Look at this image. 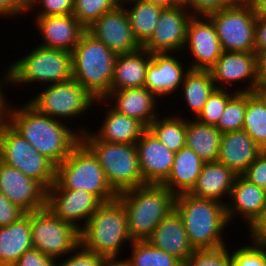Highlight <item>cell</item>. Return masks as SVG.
<instances>
[{"mask_svg": "<svg viewBox=\"0 0 266 266\" xmlns=\"http://www.w3.org/2000/svg\"><path fill=\"white\" fill-rule=\"evenodd\" d=\"M8 102L3 114L5 120L55 166L63 162L81 141L80 131L39 113L27 101L17 108Z\"/></svg>", "mask_w": 266, "mask_h": 266, "instance_id": "6da1fadb", "label": "cell"}, {"mask_svg": "<svg viewBox=\"0 0 266 266\" xmlns=\"http://www.w3.org/2000/svg\"><path fill=\"white\" fill-rule=\"evenodd\" d=\"M0 132H1V116H0Z\"/></svg>", "mask_w": 266, "mask_h": 266, "instance_id": "be15d7a7", "label": "cell"}, {"mask_svg": "<svg viewBox=\"0 0 266 266\" xmlns=\"http://www.w3.org/2000/svg\"><path fill=\"white\" fill-rule=\"evenodd\" d=\"M26 214L16 204L11 203L1 192H0V227L9 225L10 223L18 221L21 217Z\"/></svg>", "mask_w": 266, "mask_h": 266, "instance_id": "7dc6e473", "label": "cell"}, {"mask_svg": "<svg viewBox=\"0 0 266 266\" xmlns=\"http://www.w3.org/2000/svg\"><path fill=\"white\" fill-rule=\"evenodd\" d=\"M49 189L84 190L102 202L112 201L118 196L109 185L96 156L82 141L56 166L55 182Z\"/></svg>", "mask_w": 266, "mask_h": 266, "instance_id": "8992f818", "label": "cell"}, {"mask_svg": "<svg viewBox=\"0 0 266 266\" xmlns=\"http://www.w3.org/2000/svg\"><path fill=\"white\" fill-rule=\"evenodd\" d=\"M187 119L186 146L204 162L217 161L222 133L216 126Z\"/></svg>", "mask_w": 266, "mask_h": 266, "instance_id": "4dcf8cb0", "label": "cell"}, {"mask_svg": "<svg viewBox=\"0 0 266 266\" xmlns=\"http://www.w3.org/2000/svg\"><path fill=\"white\" fill-rule=\"evenodd\" d=\"M193 17L186 6L176 4L163 8L151 37L142 45L149 53L181 52L186 41L187 27Z\"/></svg>", "mask_w": 266, "mask_h": 266, "instance_id": "4fadbf2b", "label": "cell"}, {"mask_svg": "<svg viewBox=\"0 0 266 266\" xmlns=\"http://www.w3.org/2000/svg\"><path fill=\"white\" fill-rule=\"evenodd\" d=\"M147 241L182 263H186L194 252L183 221L175 209L162 219Z\"/></svg>", "mask_w": 266, "mask_h": 266, "instance_id": "cb8c5ba5", "label": "cell"}, {"mask_svg": "<svg viewBox=\"0 0 266 266\" xmlns=\"http://www.w3.org/2000/svg\"><path fill=\"white\" fill-rule=\"evenodd\" d=\"M258 63L260 79L266 81V51L258 55Z\"/></svg>", "mask_w": 266, "mask_h": 266, "instance_id": "11a10c76", "label": "cell"}, {"mask_svg": "<svg viewBox=\"0 0 266 266\" xmlns=\"http://www.w3.org/2000/svg\"><path fill=\"white\" fill-rule=\"evenodd\" d=\"M72 54V78L94 98L104 99L110 92L117 54L85 31Z\"/></svg>", "mask_w": 266, "mask_h": 266, "instance_id": "5b68a950", "label": "cell"}, {"mask_svg": "<svg viewBox=\"0 0 266 266\" xmlns=\"http://www.w3.org/2000/svg\"><path fill=\"white\" fill-rule=\"evenodd\" d=\"M144 2L160 6L162 8H170L176 5L173 0H142Z\"/></svg>", "mask_w": 266, "mask_h": 266, "instance_id": "6f0895ef", "label": "cell"}, {"mask_svg": "<svg viewBox=\"0 0 266 266\" xmlns=\"http://www.w3.org/2000/svg\"><path fill=\"white\" fill-rule=\"evenodd\" d=\"M122 5L128 15L134 37L142 46L153 34L163 8L142 0H132Z\"/></svg>", "mask_w": 266, "mask_h": 266, "instance_id": "d6a6232c", "label": "cell"}, {"mask_svg": "<svg viewBox=\"0 0 266 266\" xmlns=\"http://www.w3.org/2000/svg\"><path fill=\"white\" fill-rule=\"evenodd\" d=\"M35 25L42 35L40 46L72 52L86 28L73 14L35 16Z\"/></svg>", "mask_w": 266, "mask_h": 266, "instance_id": "7402d4cb", "label": "cell"}, {"mask_svg": "<svg viewBox=\"0 0 266 266\" xmlns=\"http://www.w3.org/2000/svg\"><path fill=\"white\" fill-rule=\"evenodd\" d=\"M30 225L33 247L56 260L80 244V230L57 218L47 207L30 212Z\"/></svg>", "mask_w": 266, "mask_h": 266, "instance_id": "8fae6325", "label": "cell"}, {"mask_svg": "<svg viewBox=\"0 0 266 266\" xmlns=\"http://www.w3.org/2000/svg\"><path fill=\"white\" fill-rule=\"evenodd\" d=\"M182 88V96L186 101V105L190 108L189 112H193L192 116L196 118L202 111L203 106L208 100V97L216 89L209 70H193L189 69L186 73Z\"/></svg>", "mask_w": 266, "mask_h": 266, "instance_id": "1f68e13d", "label": "cell"}, {"mask_svg": "<svg viewBox=\"0 0 266 266\" xmlns=\"http://www.w3.org/2000/svg\"><path fill=\"white\" fill-rule=\"evenodd\" d=\"M131 244L127 214L118 199L103 202L80 230V244L104 258H118L122 246Z\"/></svg>", "mask_w": 266, "mask_h": 266, "instance_id": "277c9868", "label": "cell"}, {"mask_svg": "<svg viewBox=\"0 0 266 266\" xmlns=\"http://www.w3.org/2000/svg\"><path fill=\"white\" fill-rule=\"evenodd\" d=\"M57 261L32 247L25 251L13 266H56Z\"/></svg>", "mask_w": 266, "mask_h": 266, "instance_id": "bcb514c9", "label": "cell"}, {"mask_svg": "<svg viewBox=\"0 0 266 266\" xmlns=\"http://www.w3.org/2000/svg\"><path fill=\"white\" fill-rule=\"evenodd\" d=\"M250 243L230 252L231 266H266V245Z\"/></svg>", "mask_w": 266, "mask_h": 266, "instance_id": "ab89813d", "label": "cell"}, {"mask_svg": "<svg viewBox=\"0 0 266 266\" xmlns=\"http://www.w3.org/2000/svg\"><path fill=\"white\" fill-rule=\"evenodd\" d=\"M148 130L174 153L186 146L187 118L182 115H168L163 118L159 115L149 125Z\"/></svg>", "mask_w": 266, "mask_h": 266, "instance_id": "836d02e7", "label": "cell"}, {"mask_svg": "<svg viewBox=\"0 0 266 266\" xmlns=\"http://www.w3.org/2000/svg\"><path fill=\"white\" fill-rule=\"evenodd\" d=\"M182 50H189V56L194 58L189 69L210 70L215 65L223 50L215 26L207 16L190 19Z\"/></svg>", "mask_w": 266, "mask_h": 266, "instance_id": "2e32d148", "label": "cell"}, {"mask_svg": "<svg viewBox=\"0 0 266 266\" xmlns=\"http://www.w3.org/2000/svg\"><path fill=\"white\" fill-rule=\"evenodd\" d=\"M246 110V92H237L227 103L216 127L221 133L242 130Z\"/></svg>", "mask_w": 266, "mask_h": 266, "instance_id": "8d00e7d4", "label": "cell"}, {"mask_svg": "<svg viewBox=\"0 0 266 266\" xmlns=\"http://www.w3.org/2000/svg\"><path fill=\"white\" fill-rule=\"evenodd\" d=\"M252 93L266 105V81L259 79Z\"/></svg>", "mask_w": 266, "mask_h": 266, "instance_id": "f5cc1de1", "label": "cell"}, {"mask_svg": "<svg viewBox=\"0 0 266 266\" xmlns=\"http://www.w3.org/2000/svg\"><path fill=\"white\" fill-rule=\"evenodd\" d=\"M228 246L217 249L194 250L188 258L186 266H231Z\"/></svg>", "mask_w": 266, "mask_h": 266, "instance_id": "60d3db41", "label": "cell"}, {"mask_svg": "<svg viewBox=\"0 0 266 266\" xmlns=\"http://www.w3.org/2000/svg\"><path fill=\"white\" fill-rule=\"evenodd\" d=\"M129 247L131 256L126 260L130 266H177L180 263L178 259L147 240L132 241Z\"/></svg>", "mask_w": 266, "mask_h": 266, "instance_id": "d590c367", "label": "cell"}, {"mask_svg": "<svg viewBox=\"0 0 266 266\" xmlns=\"http://www.w3.org/2000/svg\"><path fill=\"white\" fill-rule=\"evenodd\" d=\"M151 58L152 53L142 47L134 52L118 54L114 64L110 92L144 87L146 71Z\"/></svg>", "mask_w": 266, "mask_h": 266, "instance_id": "4316f807", "label": "cell"}, {"mask_svg": "<svg viewBox=\"0 0 266 266\" xmlns=\"http://www.w3.org/2000/svg\"><path fill=\"white\" fill-rule=\"evenodd\" d=\"M46 191L36 180L0 161V192L26 213L46 207Z\"/></svg>", "mask_w": 266, "mask_h": 266, "instance_id": "ac0fdd59", "label": "cell"}, {"mask_svg": "<svg viewBox=\"0 0 266 266\" xmlns=\"http://www.w3.org/2000/svg\"><path fill=\"white\" fill-rule=\"evenodd\" d=\"M242 176L249 182L266 190V154L262 152Z\"/></svg>", "mask_w": 266, "mask_h": 266, "instance_id": "f6af8a7d", "label": "cell"}, {"mask_svg": "<svg viewBox=\"0 0 266 266\" xmlns=\"http://www.w3.org/2000/svg\"><path fill=\"white\" fill-rule=\"evenodd\" d=\"M236 176L230 168L218 161L205 162L190 194L226 204L224 196L230 195Z\"/></svg>", "mask_w": 266, "mask_h": 266, "instance_id": "484cf974", "label": "cell"}, {"mask_svg": "<svg viewBox=\"0 0 266 266\" xmlns=\"http://www.w3.org/2000/svg\"><path fill=\"white\" fill-rule=\"evenodd\" d=\"M204 163L191 148L184 146L175 153L171 172L162 185L175 196L190 193L197 183Z\"/></svg>", "mask_w": 266, "mask_h": 266, "instance_id": "83f0119b", "label": "cell"}, {"mask_svg": "<svg viewBox=\"0 0 266 266\" xmlns=\"http://www.w3.org/2000/svg\"><path fill=\"white\" fill-rule=\"evenodd\" d=\"M106 110L102 126L92 134L100 141L135 145L147 128L138 120L115 110L110 103Z\"/></svg>", "mask_w": 266, "mask_h": 266, "instance_id": "f1b7e54d", "label": "cell"}, {"mask_svg": "<svg viewBox=\"0 0 266 266\" xmlns=\"http://www.w3.org/2000/svg\"><path fill=\"white\" fill-rule=\"evenodd\" d=\"M266 51V13L257 15L255 24V53Z\"/></svg>", "mask_w": 266, "mask_h": 266, "instance_id": "681fc988", "label": "cell"}, {"mask_svg": "<svg viewBox=\"0 0 266 266\" xmlns=\"http://www.w3.org/2000/svg\"><path fill=\"white\" fill-rule=\"evenodd\" d=\"M30 99L28 103L39 113L60 121L80 118L90 108L93 109L92 105L95 106L97 100L73 78L49 84L45 90Z\"/></svg>", "mask_w": 266, "mask_h": 266, "instance_id": "30bf717a", "label": "cell"}, {"mask_svg": "<svg viewBox=\"0 0 266 266\" xmlns=\"http://www.w3.org/2000/svg\"><path fill=\"white\" fill-rule=\"evenodd\" d=\"M176 4H181L185 6V0H173Z\"/></svg>", "mask_w": 266, "mask_h": 266, "instance_id": "91938a15", "label": "cell"}, {"mask_svg": "<svg viewBox=\"0 0 266 266\" xmlns=\"http://www.w3.org/2000/svg\"><path fill=\"white\" fill-rule=\"evenodd\" d=\"M209 71L216 89L228 90L234 82L236 84L248 80L249 85L236 88L235 91L253 92L260 79L258 55L255 52L223 51Z\"/></svg>", "mask_w": 266, "mask_h": 266, "instance_id": "5bb4252c", "label": "cell"}, {"mask_svg": "<svg viewBox=\"0 0 266 266\" xmlns=\"http://www.w3.org/2000/svg\"><path fill=\"white\" fill-rule=\"evenodd\" d=\"M69 254L68 256L66 255V257H68L67 259L63 260L61 263H57L56 266H101L105 259L96 252L87 250L81 244Z\"/></svg>", "mask_w": 266, "mask_h": 266, "instance_id": "7bdbcfd3", "label": "cell"}, {"mask_svg": "<svg viewBox=\"0 0 266 266\" xmlns=\"http://www.w3.org/2000/svg\"><path fill=\"white\" fill-rule=\"evenodd\" d=\"M118 1L122 5V4H124V3L128 2V1H132V0H118Z\"/></svg>", "mask_w": 266, "mask_h": 266, "instance_id": "94428289", "label": "cell"}, {"mask_svg": "<svg viewBox=\"0 0 266 266\" xmlns=\"http://www.w3.org/2000/svg\"><path fill=\"white\" fill-rule=\"evenodd\" d=\"M103 202L93 193L84 190L48 189L46 207L59 219L81 230ZM80 222V223H79Z\"/></svg>", "mask_w": 266, "mask_h": 266, "instance_id": "e0dca14e", "label": "cell"}, {"mask_svg": "<svg viewBox=\"0 0 266 266\" xmlns=\"http://www.w3.org/2000/svg\"><path fill=\"white\" fill-rule=\"evenodd\" d=\"M86 31L117 55L134 52L142 47L134 37L123 5L105 12Z\"/></svg>", "mask_w": 266, "mask_h": 266, "instance_id": "9a60e30c", "label": "cell"}, {"mask_svg": "<svg viewBox=\"0 0 266 266\" xmlns=\"http://www.w3.org/2000/svg\"><path fill=\"white\" fill-rule=\"evenodd\" d=\"M121 5L118 0H74L73 15L88 28L105 12Z\"/></svg>", "mask_w": 266, "mask_h": 266, "instance_id": "74e56055", "label": "cell"}, {"mask_svg": "<svg viewBox=\"0 0 266 266\" xmlns=\"http://www.w3.org/2000/svg\"><path fill=\"white\" fill-rule=\"evenodd\" d=\"M248 230H250V240L266 245V205L261 217Z\"/></svg>", "mask_w": 266, "mask_h": 266, "instance_id": "f907efd6", "label": "cell"}, {"mask_svg": "<svg viewBox=\"0 0 266 266\" xmlns=\"http://www.w3.org/2000/svg\"><path fill=\"white\" fill-rule=\"evenodd\" d=\"M175 195L162 184H145L118 193L132 241L147 240L175 206Z\"/></svg>", "mask_w": 266, "mask_h": 266, "instance_id": "3957f363", "label": "cell"}, {"mask_svg": "<svg viewBox=\"0 0 266 266\" xmlns=\"http://www.w3.org/2000/svg\"><path fill=\"white\" fill-rule=\"evenodd\" d=\"M232 4L249 5L252 0H230Z\"/></svg>", "mask_w": 266, "mask_h": 266, "instance_id": "680465c9", "label": "cell"}, {"mask_svg": "<svg viewBox=\"0 0 266 266\" xmlns=\"http://www.w3.org/2000/svg\"><path fill=\"white\" fill-rule=\"evenodd\" d=\"M80 128L81 141L96 156L109 185L117 194L145 185L134 144L100 141L92 131Z\"/></svg>", "mask_w": 266, "mask_h": 266, "instance_id": "52a82bcc", "label": "cell"}, {"mask_svg": "<svg viewBox=\"0 0 266 266\" xmlns=\"http://www.w3.org/2000/svg\"><path fill=\"white\" fill-rule=\"evenodd\" d=\"M0 161L36 180L46 190L55 182L56 166L35 150L5 120L3 115L1 116Z\"/></svg>", "mask_w": 266, "mask_h": 266, "instance_id": "9c48e42d", "label": "cell"}, {"mask_svg": "<svg viewBox=\"0 0 266 266\" xmlns=\"http://www.w3.org/2000/svg\"><path fill=\"white\" fill-rule=\"evenodd\" d=\"M38 8L37 16L73 14L74 0H26V11Z\"/></svg>", "mask_w": 266, "mask_h": 266, "instance_id": "b9f144b4", "label": "cell"}, {"mask_svg": "<svg viewBox=\"0 0 266 266\" xmlns=\"http://www.w3.org/2000/svg\"><path fill=\"white\" fill-rule=\"evenodd\" d=\"M34 49V50H33ZM9 64L8 83L20 85L36 82L56 84L72 79V54L70 52L39 46Z\"/></svg>", "mask_w": 266, "mask_h": 266, "instance_id": "ba28073f", "label": "cell"}, {"mask_svg": "<svg viewBox=\"0 0 266 266\" xmlns=\"http://www.w3.org/2000/svg\"><path fill=\"white\" fill-rule=\"evenodd\" d=\"M106 99L115 103L108 102L115 110L138 120L146 128L159 115L156 109L158 97L145 87L111 91L104 99H98L96 102L102 105L101 101L107 103Z\"/></svg>", "mask_w": 266, "mask_h": 266, "instance_id": "603a6c76", "label": "cell"}, {"mask_svg": "<svg viewBox=\"0 0 266 266\" xmlns=\"http://www.w3.org/2000/svg\"><path fill=\"white\" fill-rule=\"evenodd\" d=\"M177 266H186V263L180 262Z\"/></svg>", "mask_w": 266, "mask_h": 266, "instance_id": "6125c7cd", "label": "cell"}, {"mask_svg": "<svg viewBox=\"0 0 266 266\" xmlns=\"http://www.w3.org/2000/svg\"><path fill=\"white\" fill-rule=\"evenodd\" d=\"M145 184H162L169 176L175 153L167 149L148 128L135 143Z\"/></svg>", "mask_w": 266, "mask_h": 266, "instance_id": "d6986e66", "label": "cell"}, {"mask_svg": "<svg viewBox=\"0 0 266 266\" xmlns=\"http://www.w3.org/2000/svg\"><path fill=\"white\" fill-rule=\"evenodd\" d=\"M249 5L257 15L266 13V0H252Z\"/></svg>", "mask_w": 266, "mask_h": 266, "instance_id": "db71d44e", "label": "cell"}, {"mask_svg": "<svg viewBox=\"0 0 266 266\" xmlns=\"http://www.w3.org/2000/svg\"><path fill=\"white\" fill-rule=\"evenodd\" d=\"M26 0H0V16L17 17L25 14Z\"/></svg>", "mask_w": 266, "mask_h": 266, "instance_id": "c3c4849f", "label": "cell"}, {"mask_svg": "<svg viewBox=\"0 0 266 266\" xmlns=\"http://www.w3.org/2000/svg\"><path fill=\"white\" fill-rule=\"evenodd\" d=\"M229 90L215 89L195 119L200 123L216 126L228 101L237 93L235 90Z\"/></svg>", "mask_w": 266, "mask_h": 266, "instance_id": "f35d334b", "label": "cell"}, {"mask_svg": "<svg viewBox=\"0 0 266 266\" xmlns=\"http://www.w3.org/2000/svg\"><path fill=\"white\" fill-rule=\"evenodd\" d=\"M2 78H0V116H2L4 114V110L7 106L6 101H8V99H6V97H5L6 95H5L3 88H2V86H4V85L5 86L10 85V84H8V70H6V73L4 74V76H2Z\"/></svg>", "mask_w": 266, "mask_h": 266, "instance_id": "816d5d0a", "label": "cell"}, {"mask_svg": "<svg viewBox=\"0 0 266 266\" xmlns=\"http://www.w3.org/2000/svg\"><path fill=\"white\" fill-rule=\"evenodd\" d=\"M171 54V55H170ZM174 55V56H173ZM172 52L153 53L146 71L144 87L158 98L172 95L181 87L189 68ZM173 92V93H172Z\"/></svg>", "mask_w": 266, "mask_h": 266, "instance_id": "ffe728a7", "label": "cell"}, {"mask_svg": "<svg viewBox=\"0 0 266 266\" xmlns=\"http://www.w3.org/2000/svg\"><path fill=\"white\" fill-rule=\"evenodd\" d=\"M232 5L230 0H185V6L193 16H207Z\"/></svg>", "mask_w": 266, "mask_h": 266, "instance_id": "ee69618b", "label": "cell"}, {"mask_svg": "<svg viewBox=\"0 0 266 266\" xmlns=\"http://www.w3.org/2000/svg\"><path fill=\"white\" fill-rule=\"evenodd\" d=\"M32 247L30 212L16 222L0 227V263L3 266H13Z\"/></svg>", "mask_w": 266, "mask_h": 266, "instance_id": "f546056e", "label": "cell"}, {"mask_svg": "<svg viewBox=\"0 0 266 266\" xmlns=\"http://www.w3.org/2000/svg\"><path fill=\"white\" fill-rule=\"evenodd\" d=\"M227 199L229 200L225 208L228 222L237 215L248 224L250 229L263 213L266 205V190L249 182L242 175H237Z\"/></svg>", "mask_w": 266, "mask_h": 266, "instance_id": "44dd1931", "label": "cell"}, {"mask_svg": "<svg viewBox=\"0 0 266 266\" xmlns=\"http://www.w3.org/2000/svg\"><path fill=\"white\" fill-rule=\"evenodd\" d=\"M101 266H130V265L127 260L125 259L120 260L119 257V258H105Z\"/></svg>", "mask_w": 266, "mask_h": 266, "instance_id": "9f6ffc18", "label": "cell"}, {"mask_svg": "<svg viewBox=\"0 0 266 266\" xmlns=\"http://www.w3.org/2000/svg\"><path fill=\"white\" fill-rule=\"evenodd\" d=\"M174 209L183 221L194 250L217 249L226 245L222 232L230 223L225 203L183 193L175 197Z\"/></svg>", "mask_w": 266, "mask_h": 266, "instance_id": "7a4b0ae2", "label": "cell"}, {"mask_svg": "<svg viewBox=\"0 0 266 266\" xmlns=\"http://www.w3.org/2000/svg\"><path fill=\"white\" fill-rule=\"evenodd\" d=\"M223 51L255 52L257 14L250 5L233 4L207 15Z\"/></svg>", "mask_w": 266, "mask_h": 266, "instance_id": "7c38bea8", "label": "cell"}, {"mask_svg": "<svg viewBox=\"0 0 266 266\" xmlns=\"http://www.w3.org/2000/svg\"><path fill=\"white\" fill-rule=\"evenodd\" d=\"M262 152L244 130L230 131L222 133L217 161L242 175Z\"/></svg>", "mask_w": 266, "mask_h": 266, "instance_id": "d4e9b609", "label": "cell"}, {"mask_svg": "<svg viewBox=\"0 0 266 266\" xmlns=\"http://www.w3.org/2000/svg\"><path fill=\"white\" fill-rule=\"evenodd\" d=\"M244 130L263 150L266 147V105L252 92H246Z\"/></svg>", "mask_w": 266, "mask_h": 266, "instance_id": "e575fe53", "label": "cell"}]
</instances>
